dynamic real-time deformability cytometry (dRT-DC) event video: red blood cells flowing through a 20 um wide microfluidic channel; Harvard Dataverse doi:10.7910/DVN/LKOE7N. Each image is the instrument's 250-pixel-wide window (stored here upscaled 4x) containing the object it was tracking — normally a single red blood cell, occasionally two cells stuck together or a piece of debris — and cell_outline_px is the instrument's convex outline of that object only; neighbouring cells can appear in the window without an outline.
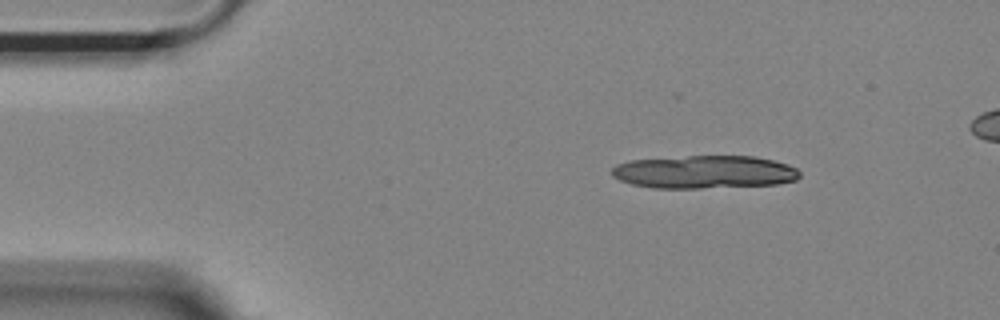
{"species": "Egyptian fruit bat (a non-hibernating species)", "species_latin": "Rousettus aegyptiacus", "temperature_condition": "room temperature", "stored_images_in_passage": 11, "camera_frame_rate_fps": 3000, "um_per_image_px": 0.085, "animal": {"sex": "female"}, "frame": {"image": 1, "passage_image": 4, "time_ms": 1.0, "image_size_px": [1000, 320], "cell_outline_px": [[800, 176], [796, 180], [776, 184], [700, 188], [652, 188], [632, 184], [620, 180], [612, 176], [612, 168], [616, 164], [632, 160], [688, 156], [756, 156], [788, 164], [796, 168], [800, 172]], "centroid_in_image_um": [59.88, 14.62], "position_along_channel_um": 25.1, "area_um2": 36.13}}